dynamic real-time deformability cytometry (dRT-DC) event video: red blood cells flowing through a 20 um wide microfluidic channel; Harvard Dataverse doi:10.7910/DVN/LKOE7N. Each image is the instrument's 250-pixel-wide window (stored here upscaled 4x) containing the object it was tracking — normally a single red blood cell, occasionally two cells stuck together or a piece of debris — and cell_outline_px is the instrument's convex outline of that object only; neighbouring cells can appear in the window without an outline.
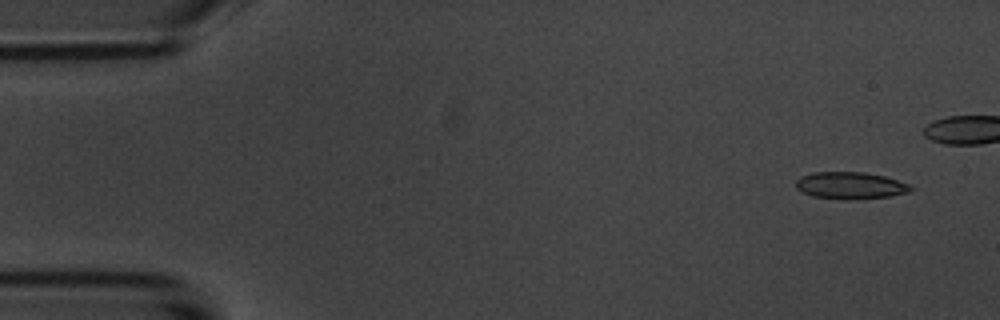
{"species": "common noctule bat (a hibernating species)", "species_latin": "Nyctalus noctula", "temperature_condition": "room temperature", "stored_images_in_passage": 6, "camera_frame_rate_fps": 3000, "um_per_image_px": 0.085, "animal": {"sex": "male", "body_mass_g": 20.1, "forearm_length_mm": 53.5}, "frame": {"image": 1, "passage_image": 1, "time_ms": 0.0, "image_size_px": [1000, 320], "cell_outline_px": [[912, 188], [908, 192], [888, 196], [852, 200], [844, 200], [812, 196], [800, 192], [796, 188], [796, 180], [800, 176], [812, 172], [864, 172], [884, 176], [908, 184]], "centroid_in_image_um": [72.2, 15.77], "position_along_channel_um": 12.8, "area_um2": 18.09}}
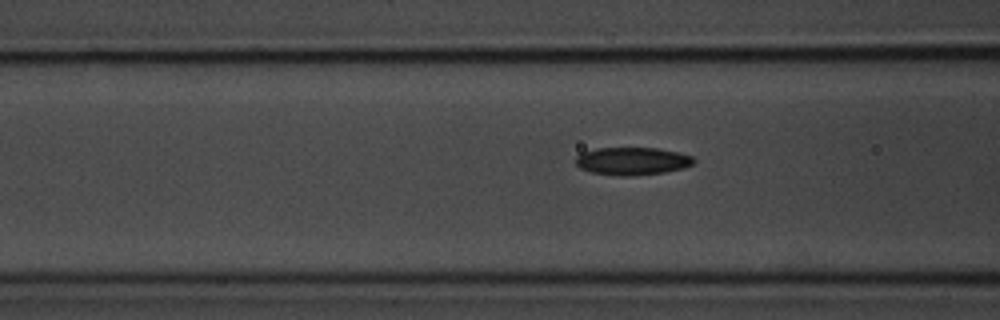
{"frame": {"image": 2, "passage_image": 6, "time_ms": 7.333, "image_size_px": [1000, 320], "cell_outline_px": [[696, 160], [692, 164], [684, 168], [664, 172], [628, 176], [620, 176], [592, 172], [580, 168], [576, 164], [576, 156], [580, 152], [596, 148], [656, 148], [676, 152], [692, 156]], "centroid_in_image_um": [53.71, 13.69], "position_along_channel_um": 112.9, "area_um2": 19.02}}